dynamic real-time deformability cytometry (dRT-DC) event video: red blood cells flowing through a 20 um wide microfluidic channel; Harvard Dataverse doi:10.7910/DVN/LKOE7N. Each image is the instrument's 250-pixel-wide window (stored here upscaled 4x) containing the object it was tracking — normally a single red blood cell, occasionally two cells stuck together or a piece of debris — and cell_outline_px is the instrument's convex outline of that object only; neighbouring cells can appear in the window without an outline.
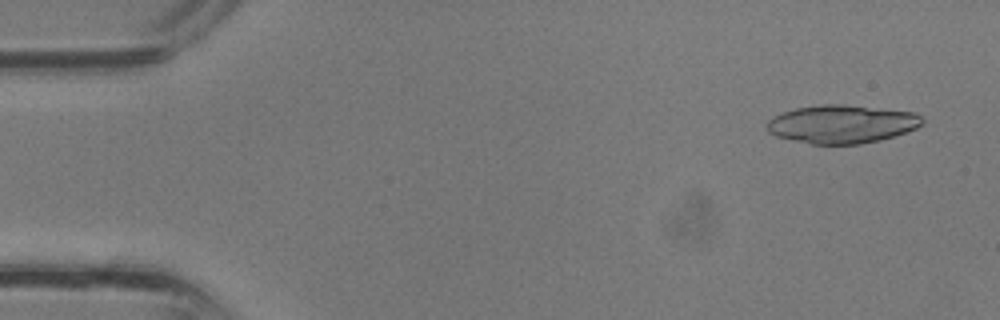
{"species": "common noctule bat (a hibernating species)", "species_latin": "Nyctalus noctula", "temperature_condition": "room temperature", "stored_images_in_passage": 34, "camera_frame_rate_fps": 3000, "um_per_image_px": 0.085, "animal": {"sex": "male", "body_mass_g": 13.3}, "frame": {"image": 1, "passage_image": 2, "time_ms": 0.333, "image_size_px": [1000, 320], "cell_outline_px": [[924, 124], [916, 128], [880, 140], [860, 144], [812, 144], [792, 140], [776, 136], [768, 132], [768, 120], [784, 112], [796, 108], [820, 104], [844, 104], [916, 112], [924, 120]], "centroid_in_image_um": [71.58, 10.54], "position_along_channel_um": 13.4, "area_um2": 34.56}}
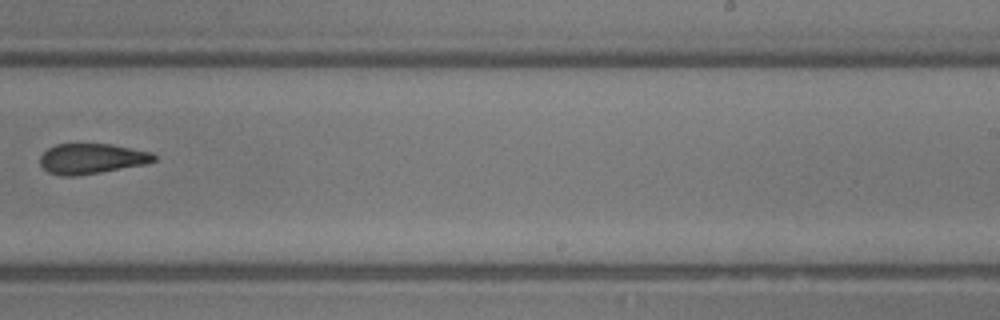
{"frame": {"image": 2, "passage_image": 22, "time_ms": 7.0, "image_size_px": [1000, 320], "cell_outline_px": [[156, 160], [144, 164], [100, 172], [76, 176], [60, 176], [48, 172], [40, 164], [40, 156], [48, 148], [56, 144], [112, 144], [152, 152], [156, 156]], "centroid_in_image_um": [7.77, 13.48], "position_along_channel_um": 281.2, "area_um2": 20.06}}
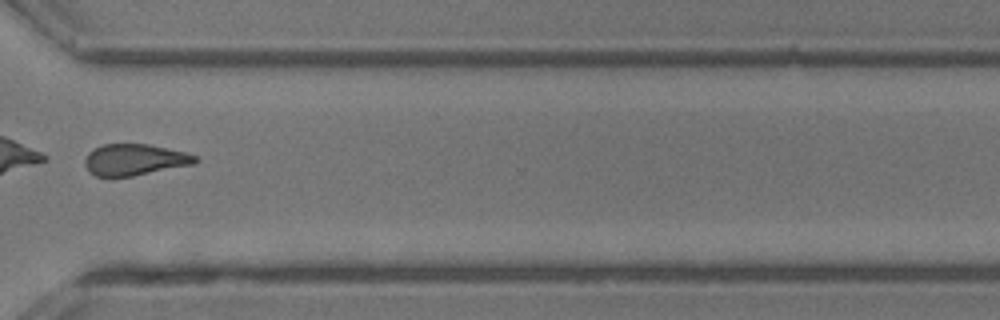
{"frame": {"image": 3, "passage_image": 26, "time_ms": 8.333, "image_size_px": [1000, 320], "cell_outline_px": [[200, 160], [196, 164], [132, 176], [96, 176], [84, 164], [84, 160], [88, 152], [92, 148], [104, 144], [148, 144], [184, 152], [196, 156]], "centroid_in_image_um": [11.46, 13.57], "position_along_channel_um": 359.1, "area_um2": 20.11}}